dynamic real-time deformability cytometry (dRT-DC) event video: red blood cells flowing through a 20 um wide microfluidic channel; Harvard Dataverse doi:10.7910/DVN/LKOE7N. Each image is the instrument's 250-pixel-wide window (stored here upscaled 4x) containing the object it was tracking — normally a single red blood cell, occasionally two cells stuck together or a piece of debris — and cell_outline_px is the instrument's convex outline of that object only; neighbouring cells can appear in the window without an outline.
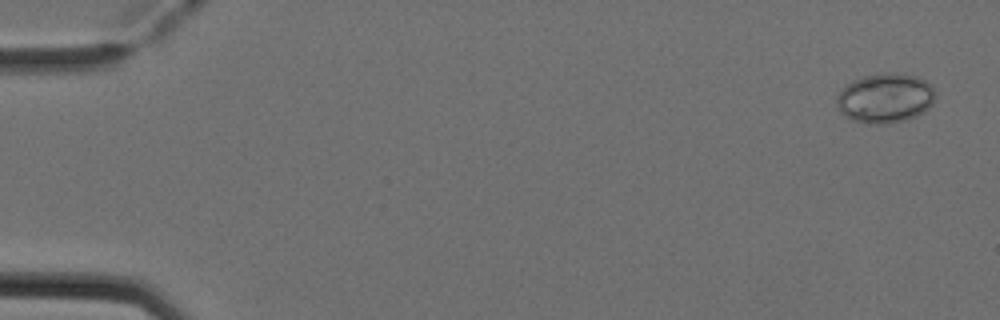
{"species": "Egyptian fruit bat (a non-hibernating species)", "species_latin": "Rousettus aegyptiacus", "temperature_condition": "cold", "stored_images_in_passage": 5, "camera_frame_rate_fps": 3000, "um_per_image_px": 0.085, "animal": {"sex": "female"}, "frame": {"image": 1, "passage_image": 1, "time_ms": 0.0, "image_size_px": [1000, 320], "cell_outline_px": [[936, 96], [932, 104], [928, 108], [916, 116], [904, 120], [884, 124], [864, 124], [852, 120], [844, 116], [840, 112], [836, 104], [836, 96], [840, 88], [852, 80], [864, 76], [888, 72], [896, 72], [916, 76], [932, 84], [936, 92]], "centroid_in_image_um": [75.22, 8.33], "position_along_channel_um": 9.8, "area_um2": 29.07}}
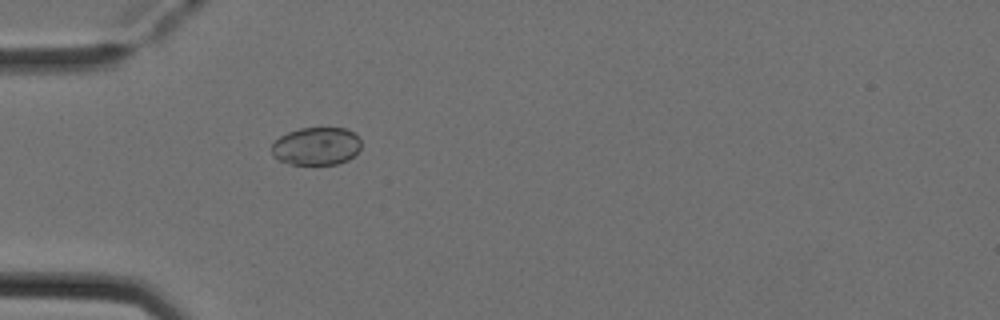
{"frame": {"image": 2, "passage_image": 5, "time_ms": 1.333, "image_size_px": [1000, 320], "cell_outline_px": [[360, 148], [348, 160], [336, 164], [292, 164], [280, 160], [272, 156], [272, 144], [280, 136], [288, 132], [300, 128], [344, 128], [352, 132], [360, 140]], "centroid_in_image_um": [26.87, 12.42], "position_along_channel_um": 58.1, "area_um2": 19.54}}